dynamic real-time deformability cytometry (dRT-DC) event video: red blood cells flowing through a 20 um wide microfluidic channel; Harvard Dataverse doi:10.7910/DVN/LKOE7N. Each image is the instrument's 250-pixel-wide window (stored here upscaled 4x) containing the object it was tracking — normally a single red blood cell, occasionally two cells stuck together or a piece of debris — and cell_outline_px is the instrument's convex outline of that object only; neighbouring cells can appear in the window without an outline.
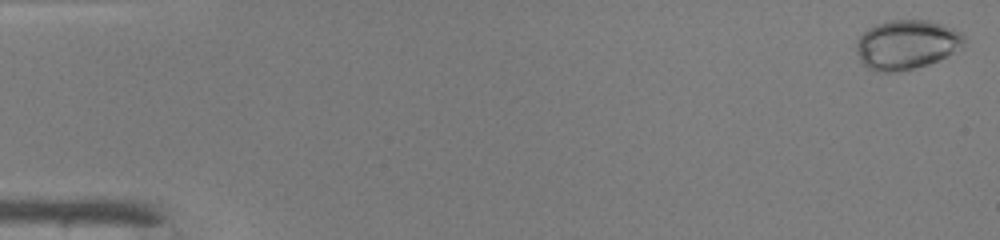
{"species": "common noctule bat (a hibernating species)", "species_latin": "Nyctalus noctula", "temperature_condition": "warm", "stored_images_in_passage": 48, "camera_frame_rate_fps": 3000, "um_per_image_px": 0.085, "animal": {"sex": "male", "body_mass_g": 19.0, "forearm_length_mm": 50.8}, "frame": {"image": 1, "passage_image": 1, "time_ms": 0.0, "image_size_px": [1000, 240], "cell_outline_px": [[964, 44], [952, 52], [928, 64], [896, 72], [880, 72], [868, 68], [860, 60], [856, 48], [856, 40], [868, 28], [876, 24], [888, 20], [928, 20], [952, 28], [960, 32], [964, 36]], "centroid_in_image_um": [77.01, 3.78], "position_along_channel_um": 8.0, "area_um2": 30.58}}
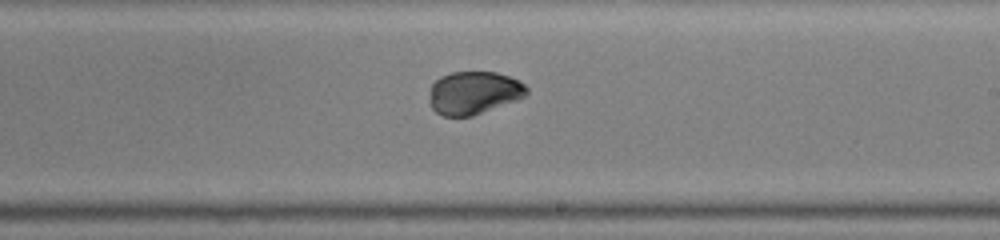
{"frame": {"image": 2, "passage_image": 29, "time_ms": 9.333, "image_size_px": [1000, 240], "cell_outline_px": [[528, 96], [472, 116], [444, 116], [436, 112], [432, 108], [432, 84], [440, 76], [452, 72], [496, 72], [520, 80], [528, 88]], "centroid_in_image_um": [40.34, 7.88], "position_along_channel_um": 248.7, "area_um2": 24.16}}
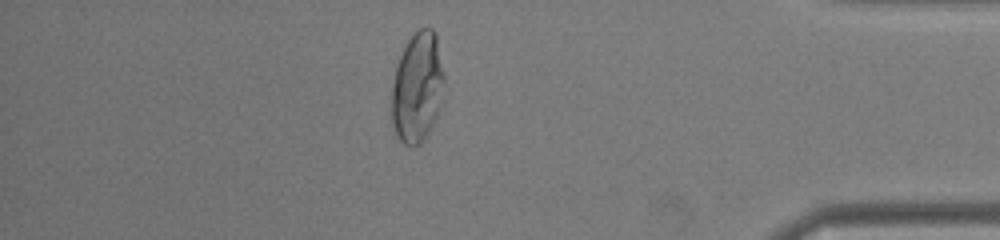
{"frame": {"image": 3, "passage_image": 42, "time_ms": 13.667, "image_size_px": [1000, 240], "cell_outline_px": [[444, 80], [436, 112], [432, 124], [424, 140], [420, 144], [412, 148], [404, 144], [396, 136], [392, 124], [392, 84], [396, 68], [400, 56], [408, 40], [420, 28], [432, 28], [436, 32], [444, 76]], "centroid_in_image_um": [35.45, 7.44], "position_along_channel_um": 399.8, "area_um2": 33.29}, "authors_computed_cell_mechanics": {"area_um2": 26.4435, "velocity_mm_per_s": 4.2411, "shape_relaxation_time_tau1_ms": 4.1347, "shape_relaxation_time_tau2_ms": 1.0181, "deformation_change_tau1": 0.1531, "deformation_change_tau2": 0.0411}}